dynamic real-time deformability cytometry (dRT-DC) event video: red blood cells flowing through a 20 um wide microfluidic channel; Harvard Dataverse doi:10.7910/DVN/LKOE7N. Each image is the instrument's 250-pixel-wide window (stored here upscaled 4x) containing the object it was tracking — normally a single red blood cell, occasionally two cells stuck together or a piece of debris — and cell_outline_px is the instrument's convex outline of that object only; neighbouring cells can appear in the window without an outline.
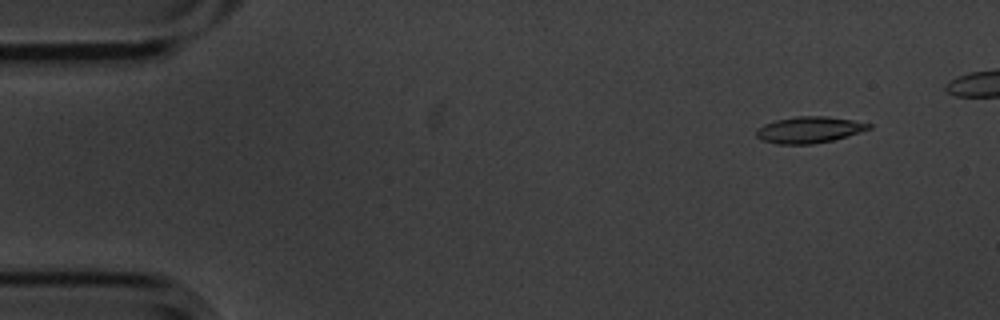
{"species": "common noctule bat (a hibernating species)", "species_latin": "Nyctalus noctula", "temperature_condition": "cold", "stored_images_in_passage": 6, "camera_frame_rate_fps": 3000, "um_per_image_px": 0.085, "animal": {"sex": "male", "body_mass_g": 20.1, "forearm_length_mm": 53.5}, "frame": {"image": 1, "passage_image": 2, "time_ms": 0.333, "image_size_px": [1000, 320], "cell_outline_px": [[872, 128], [848, 136], [832, 140], [812, 144], [776, 144], [760, 140], [756, 136], [756, 128], [764, 124], [776, 120], [796, 116], [828, 116], [852, 120], [872, 124]], "centroid_in_image_um": [68.76, 11.03], "position_along_channel_um": 16.2, "area_um2": 17.4}}